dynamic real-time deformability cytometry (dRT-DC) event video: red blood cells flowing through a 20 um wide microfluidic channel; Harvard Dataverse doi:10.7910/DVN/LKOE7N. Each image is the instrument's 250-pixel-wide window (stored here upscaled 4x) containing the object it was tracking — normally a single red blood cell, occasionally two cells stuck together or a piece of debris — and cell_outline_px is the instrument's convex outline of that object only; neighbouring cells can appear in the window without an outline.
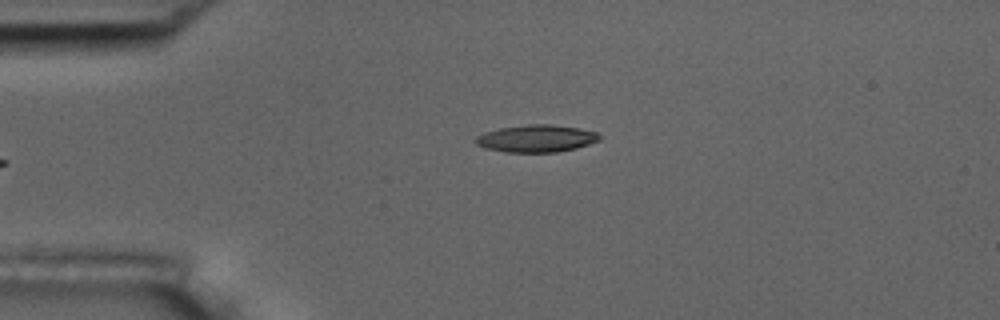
{"species": "common noctule bat (a hibernating species)", "species_latin": "Nyctalus noctula", "temperature_condition": "room temperature", "stored_images_in_passage": 5, "camera_frame_rate_fps": 3000, "um_per_image_px": 0.085, "animal": {"sex": "male", "body_mass_g": 17.5, "forearm_length_mm": 52.3}, "frame": {"image": 1, "passage_image": 5, "time_ms": 4.667, "image_size_px": [1000, 320], "cell_outline_px": [[600, 140], [576, 148], [556, 152], [508, 152], [488, 148], [476, 144], [472, 140], [476, 136], [484, 132], [500, 128], [528, 124], [552, 124], [576, 128], [596, 132], [600, 136]], "centroid_in_image_um": [45.56, 11.77], "position_along_channel_um": 39.4, "area_um2": 19.54}}